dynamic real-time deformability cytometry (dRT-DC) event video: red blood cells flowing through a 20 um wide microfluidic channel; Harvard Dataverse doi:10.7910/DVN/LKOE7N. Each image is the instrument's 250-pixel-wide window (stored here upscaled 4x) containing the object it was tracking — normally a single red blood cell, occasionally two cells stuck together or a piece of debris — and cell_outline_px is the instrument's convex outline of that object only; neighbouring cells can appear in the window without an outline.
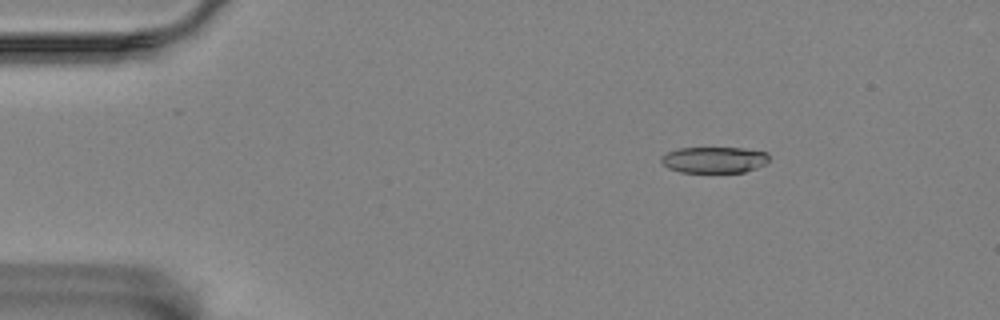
{"species": "Egyptian fruit bat (a non-hibernating species)", "species_latin": "Rousettus aegyptiacus", "temperature_condition": "room temperature", "stored_images_in_passage": 9, "camera_frame_rate_fps": 3000, "um_per_image_px": 0.085, "animal": {"sex": "female"}, "frame": {"image": 1, "passage_image": 4, "time_ms": 1.0, "image_size_px": [1000, 320], "cell_outline_px": [[768, 160], [764, 164], [756, 168], [744, 172], [680, 172], [668, 168], [660, 160], [660, 156], [668, 152], [680, 148], [744, 148], [768, 152]], "centroid_in_image_um": [60.7, 13.58], "position_along_channel_um": 24.3, "area_um2": 16.42}}